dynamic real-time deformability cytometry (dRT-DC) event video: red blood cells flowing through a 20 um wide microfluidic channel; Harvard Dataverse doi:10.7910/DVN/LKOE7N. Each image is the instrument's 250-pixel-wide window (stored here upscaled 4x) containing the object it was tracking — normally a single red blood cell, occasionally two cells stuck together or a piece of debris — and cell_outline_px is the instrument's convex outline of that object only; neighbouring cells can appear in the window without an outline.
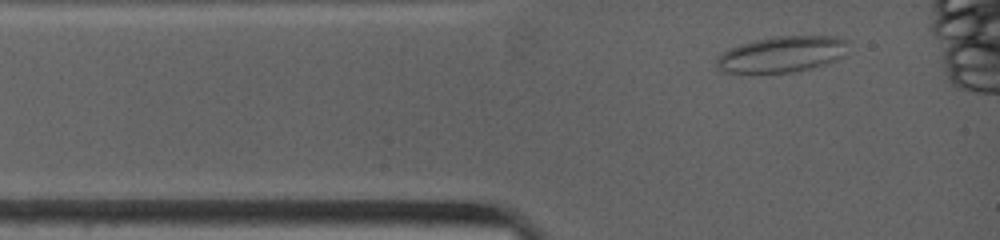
{"species": "common noctule bat (a hibernating species)", "species_latin": "Nyctalus noctula", "temperature_condition": "warm", "stored_images_in_passage": 3, "camera_frame_rate_fps": 4500, "um_per_image_px": 0.085, "animal": {"sex": "female", "body_mass_g": 19.0, "forearm_length_mm": 53.3}, "frame": {"image": 1, "passage_image": 1, "time_ms": 0.0, "image_size_px": [1000, 240], "cell_outline_px": [[848, 40], [844, 56], [836, 60], [824, 64], [792, 72], [720, 72], [716, 68], [716, 56], [728, 48], [740, 44], [756, 40], [776, 36], [836, 36]], "centroid_in_image_um": [66.43, 4.6], "position_along_channel_um": 18.6, "area_um2": 27.57}}